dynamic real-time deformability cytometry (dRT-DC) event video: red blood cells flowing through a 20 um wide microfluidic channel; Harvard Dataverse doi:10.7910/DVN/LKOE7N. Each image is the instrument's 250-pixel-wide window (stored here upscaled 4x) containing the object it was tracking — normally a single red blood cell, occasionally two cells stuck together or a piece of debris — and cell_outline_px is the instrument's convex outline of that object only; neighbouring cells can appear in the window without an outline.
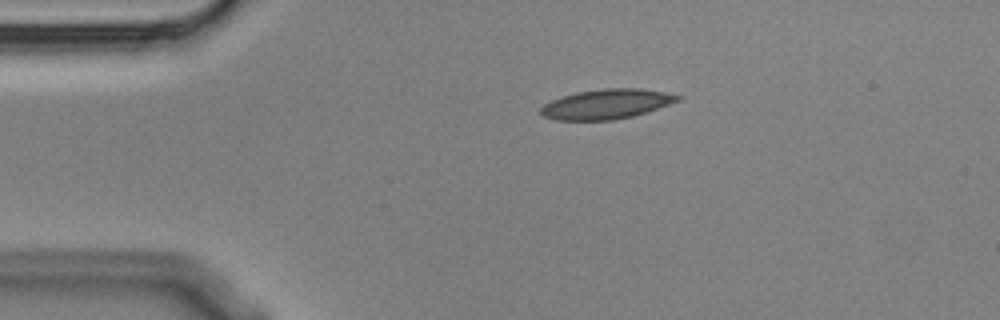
{"species": "Egyptian fruit bat (a non-hibernating species)", "species_latin": "Rousettus aegyptiacus", "temperature_condition": "cold", "stored_images_in_passage": 3, "camera_frame_rate_fps": 3000, "um_per_image_px": 0.085, "animal": {"sex": "male"}, "frame": {"image": 1, "passage_image": 1, "time_ms": 0.0, "image_size_px": [1000, 320], "cell_outline_px": [[684, 96], [680, 100], [632, 116], [612, 120], [556, 120], [544, 116], [540, 112], [540, 108], [544, 104], [552, 100], [576, 92], [604, 88], [640, 88], [664, 92]], "centroid_in_image_um": [51.54, 8.84], "position_along_channel_um": 33.5, "area_um2": 23.52}}
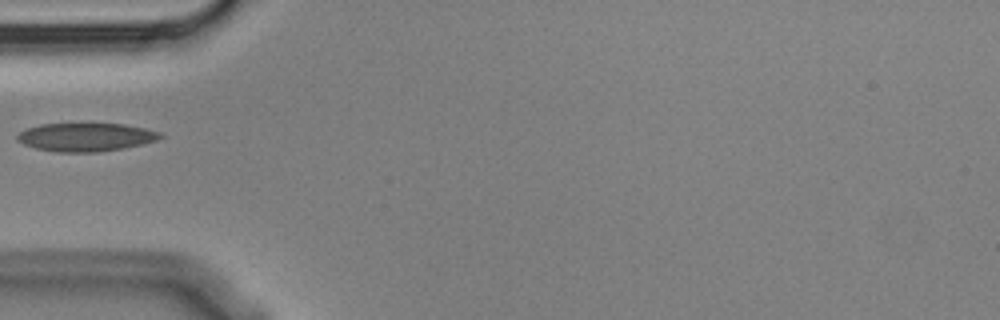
{"frame": {"image": 2, "passage_image": 3, "time_ms": 0.667, "image_size_px": [1000, 320], "cell_outline_px": [[164, 136], [156, 140], [124, 148], [96, 152], [56, 152], [36, 148], [24, 144], [16, 140], [16, 136], [20, 132], [28, 128], [40, 124], [124, 124], [144, 128], [160, 132]], "centroid_in_image_um": [7.28, 11.65], "position_along_channel_um": 77.7, "area_um2": 23.41}}